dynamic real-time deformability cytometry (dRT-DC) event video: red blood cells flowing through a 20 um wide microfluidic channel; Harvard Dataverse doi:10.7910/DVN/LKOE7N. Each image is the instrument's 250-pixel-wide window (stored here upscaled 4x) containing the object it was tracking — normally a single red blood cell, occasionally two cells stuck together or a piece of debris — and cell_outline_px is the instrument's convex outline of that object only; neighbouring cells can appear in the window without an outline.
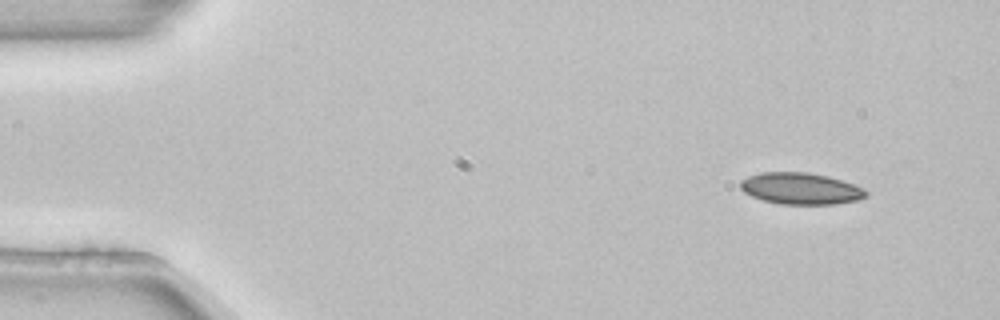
{"species": "common noctule bat (a hibernating species)", "species_latin": "Nyctalus noctula", "temperature_condition": "room temperature", "stored_images_in_passage": 5, "camera_frame_rate_fps": 3000, "um_per_image_px": 0.085, "animal": {"sex": "female", "body_mass_g": 22.7, "forearm_length_mm": 54.2}, "frame": {"image": 1, "passage_image": 1, "time_ms": 0.0, "image_size_px": [1000, 320], "cell_outline_px": [[868, 196], [856, 200], [836, 204], [780, 204], [764, 200], [752, 196], [744, 192], [740, 188], [740, 180], [748, 176], [760, 172], [808, 172], [828, 176], [864, 188], [868, 192]], "centroid_in_image_um": [68.05, 16.02], "position_along_channel_um": 17.0, "area_um2": 23.12}}
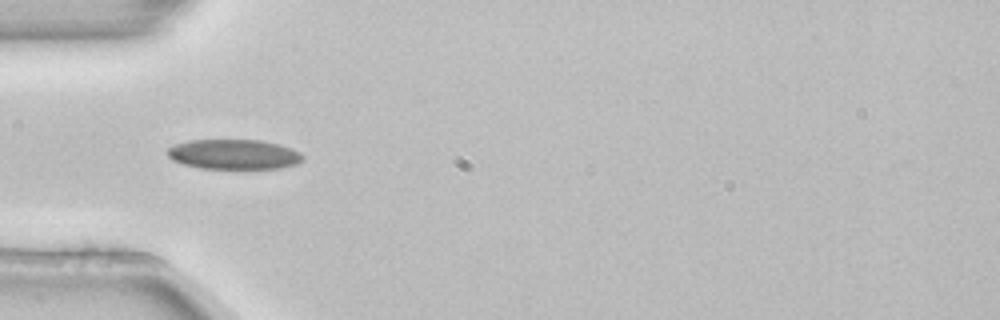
{"frame": {"image": 2, "passage_image": 4, "time_ms": 1.0, "image_size_px": [1000, 320], "cell_outline_px": [[304, 160], [296, 164], [280, 168], [200, 168], [184, 164], [172, 160], [164, 152], [168, 148], [176, 144], [188, 140], [260, 140], [280, 144], [292, 148], [300, 152], [304, 156]], "centroid_in_image_um": [19.88, 13.11], "position_along_channel_um": 65.1, "area_um2": 23.7}}